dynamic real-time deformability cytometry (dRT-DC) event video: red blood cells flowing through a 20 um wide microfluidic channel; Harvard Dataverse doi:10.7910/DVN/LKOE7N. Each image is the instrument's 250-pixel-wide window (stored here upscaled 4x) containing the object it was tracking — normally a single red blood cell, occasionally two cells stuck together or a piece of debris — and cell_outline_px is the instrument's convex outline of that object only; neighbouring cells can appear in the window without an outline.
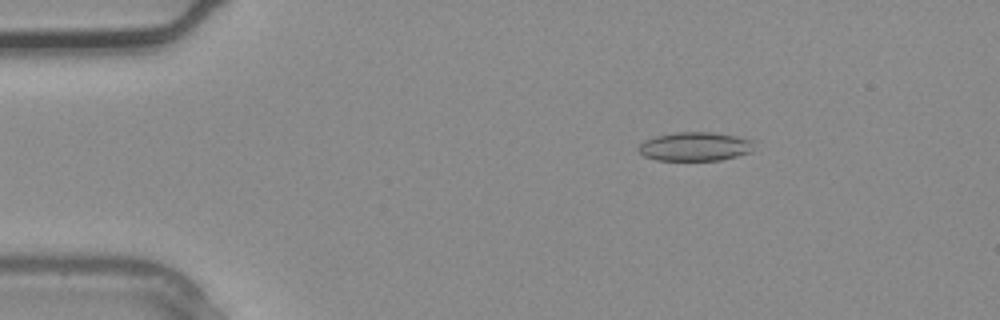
{"species": "common noctule bat (a hibernating species)", "species_latin": "Nyctalus noctula", "temperature_condition": "warm", "stored_images_in_passage": 2, "camera_frame_rate_fps": 3000, "um_per_image_px": 0.085, "animal": {"sex": "male", "body_mass_g": 20.4}, "frame": {"image": 1, "passage_image": 1, "time_ms": 0.0, "image_size_px": [1000, 320], "cell_outline_px": [[752, 152], [720, 160], [656, 160], [644, 156], [636, 148], [644, 140], [656, 136], [676, 132], [712, 132], [736, 136], [752, 140]], "centroid_in_image_um": [59.04, 12.45], "position_along_channel_um": 26.0, "area_um2": 19.36}}